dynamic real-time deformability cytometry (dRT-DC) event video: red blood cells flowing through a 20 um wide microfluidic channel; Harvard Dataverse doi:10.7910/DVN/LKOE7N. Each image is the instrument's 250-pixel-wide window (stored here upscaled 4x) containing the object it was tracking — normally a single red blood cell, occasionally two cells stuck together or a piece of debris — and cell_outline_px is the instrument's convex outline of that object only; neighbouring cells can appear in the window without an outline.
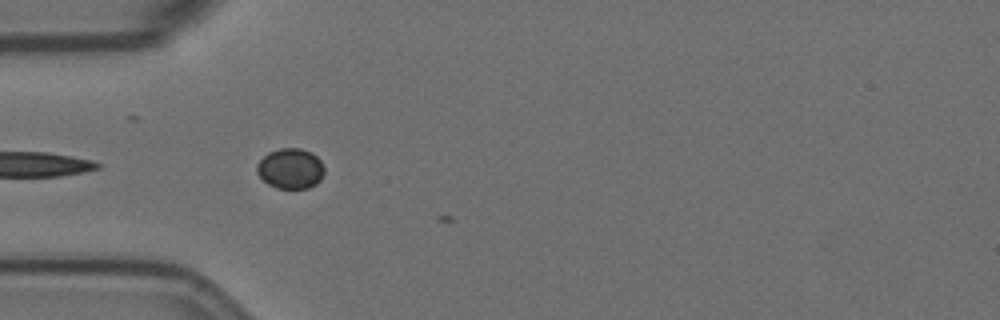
{"species": "Egyptian fruit bat (a non-hibernating species)", "species_latin": "Rousettus aegyptiacus", "temperature_condition": "room temperature", "stored_images_in_passage": 2, "camera_frame_rate_fps": 3000, "um_per_image_px": 0.085, "animal": {"sex": "female"}, "frame": {"image": 1, "passage_image": 1, "time_ms": 0.0, "image_size_px": [1000, 320], "cell_outline_px": [[324, 172], [320, 180], [316, 184], [308, 188], [276, 188], [268, 184], [256, 172], [256, 164], [268, 152], [280, 148], [300, 148], [312, 152], [320, 160], [324, 168]], "centroid_in_image_um": [24.69, 14.32], "position_along_channel_um": 60.3, "area_um2": 15.9}}